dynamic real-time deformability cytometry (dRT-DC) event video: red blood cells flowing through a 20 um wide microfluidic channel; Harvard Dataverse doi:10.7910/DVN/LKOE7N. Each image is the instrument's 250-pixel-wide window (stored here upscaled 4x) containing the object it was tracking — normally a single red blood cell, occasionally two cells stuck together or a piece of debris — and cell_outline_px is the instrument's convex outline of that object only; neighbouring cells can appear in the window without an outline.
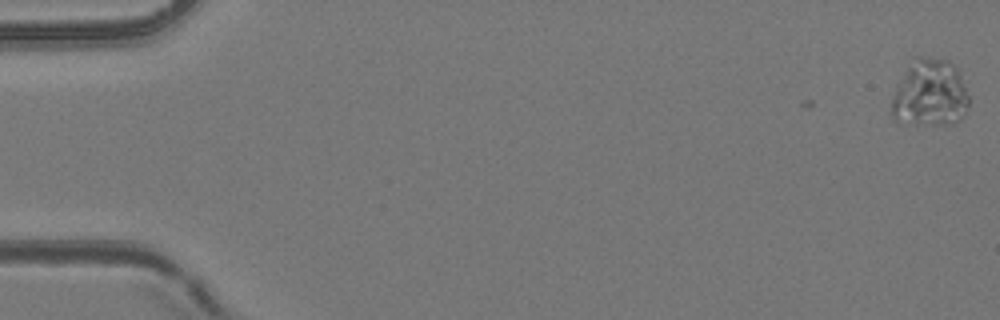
{"species": "common noctule bat (a hibernating species)", "species_latin": "Nyctalus noctula", "temperature_condition": "room temperature", "stored_images_in_passage": 7, "camera_frame_rate_fps": 3000, "um_per_image_px": 0.085, "animal": {"sex": "female", "body_mass_g": 24.6, "forearm_length_mm": 56.2}, "frame": {"image": 1, "passage_image": 1, "time_ms": 0.0, "image_size_px": [1000, 320], "cell_outline_px": [[968, 104], [964, 116], [960, 120], [952, 124], [896, 124], [892, 120], [888, 112], [896, 84], [912, 56], [924, 56], [948, 60], [956, 68], [960, 76], [968, 96]], "centroid_in_image_um": [78.95, 7.95], "position_along_channel_um": 6.1, "area_um2": 31.27}}